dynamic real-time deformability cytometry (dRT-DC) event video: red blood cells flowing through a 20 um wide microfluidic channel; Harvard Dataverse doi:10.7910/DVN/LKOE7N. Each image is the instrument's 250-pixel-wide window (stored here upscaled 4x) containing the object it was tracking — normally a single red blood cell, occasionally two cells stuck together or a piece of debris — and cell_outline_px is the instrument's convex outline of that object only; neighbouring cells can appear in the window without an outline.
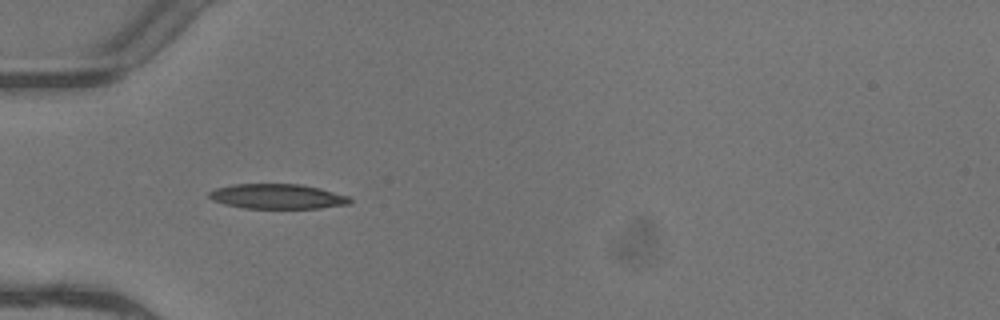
{"species": "common noctule bat (a hibernating species)", "species_latin": "Nyctalus noctula", "temperature_condition": "warm", "stored_images_in_passage": 3, "camera_frame_rate_fps": 3000, "um_per_image_px": 0.085, "animal": {"sex": "female"}, "frame": {"image": 1, "passage_image": 1, "time_ms": 0.0, "image_size_px": [1000, 320], "cell_outline_px": [[352, 204], [320, 208], [244, 208], [224, 204], [212, 200], [208, 196], [208, 192], [216, 188], [232, 184], [300, 184], [320, 188], [348, 196], [352, 200]], "centroid_in_image_um": [23.58, 16.69], "position_along_channel_um": 61.4, "area_um2": 20.52}}
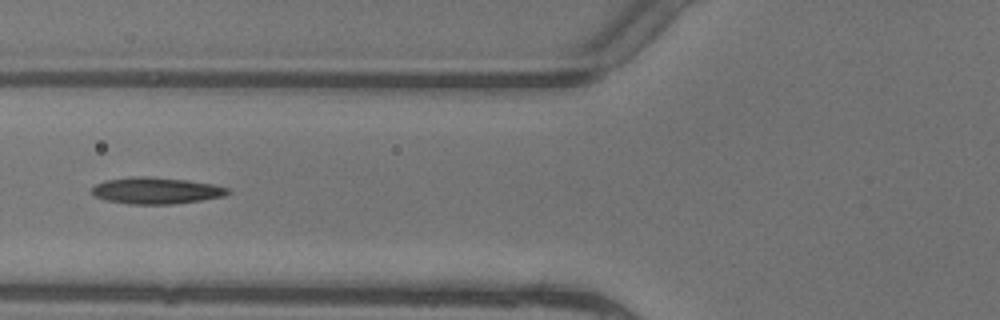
{"frame": {"image": 2, "passage_image": 2, "time_ms": 0.333, "image_size_px": [1000, 320], "cell_outline_px": [[232, 192], [224, 196], [176, 204], [128, 204], [104, 200], [96, 196], [92, 192], [92, 188], [96, 184], [104, 180], [132, 176], [148, 176], [188, 180], [212, 184], [228, 188]], "centroid_in_image_um": [13.26, 16.2], "position_along_channel_um": 112.5, "area_um2": 21.15}}
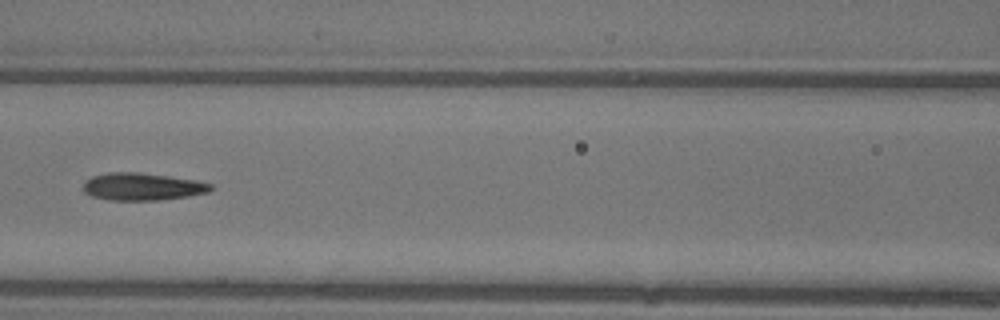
{"frame": {"image": 3, "passage_image": 3, "time_ms": 0.667, "image_size_px": [1000, 320], "cell_outline_px": [[212, 188], [208, 192], [188, 196], [156, 200], [108, 200], [92, 196], [84, 192], [80, 188], [84, 180], [92, 176], [108, 172], [140, 172], [196, 180], [212, 184]], "centroid_in_image_um": [12.02, 15.86], "position_along_channel_um": 154.6, "area_um2": 20.52}}